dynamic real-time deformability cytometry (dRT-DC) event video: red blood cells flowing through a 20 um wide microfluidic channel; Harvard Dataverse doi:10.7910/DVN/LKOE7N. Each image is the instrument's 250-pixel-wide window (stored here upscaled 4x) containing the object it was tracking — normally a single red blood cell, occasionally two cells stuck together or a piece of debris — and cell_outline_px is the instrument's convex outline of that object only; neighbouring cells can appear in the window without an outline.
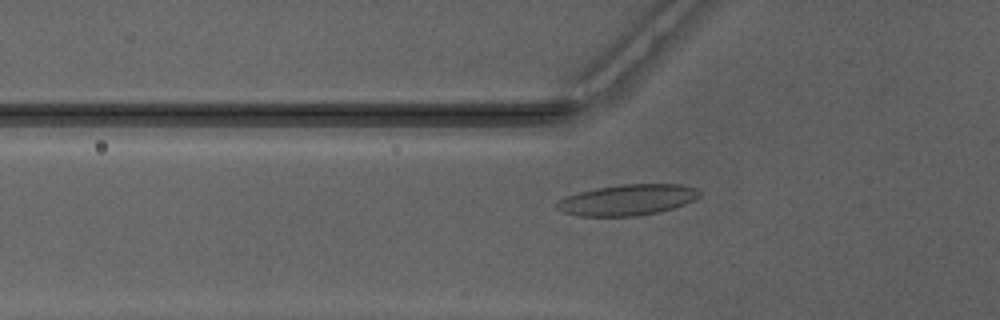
{"species": "Egyptian fruit bat (a non-hibernating species)", "species_latin": "Rousettus aegyptiacus", "temperature_condition": "warm", "stored_images_in_passage": 45, "camera_frame_rate_fps": 3000, "um_per_image_px": 0.085, "animal": {"sex": "male"}, "frame": {"image": 1, "passage_image": 13, "time_ms": 4.0, "image_size_px": [1000, 320], "cell_outline_px": [[700, 196], [684, 204], [672, 208], [656, 212], [636, 216], [576, 216], [564, 212], [556, 208], [556, 200], [580, 192], [596, 188], [620, 184], [680, 184], [696, 188], [700, 192]], "centroid_in_image_um": [53.3, 16.99], "position_along_channel_um": 72.5, "area_um2": 25.55}}
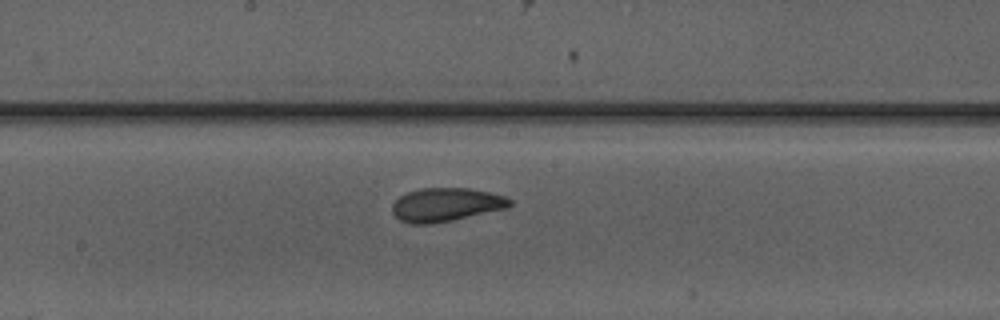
{"frame": {"image": 2, "passage_image": 23, "time_ms": 7.333, "image_size_px": [1000, 320], "cell_outline_px": [[512, 204], [508, 208], [452, 220], [432, 224], [412, 224], [400, 220], [392, 212], [392, 204], [400, 196], [408, 192], [420, 188], [472, 188], [492, 192], [504, 196], [512, 200]], "centroid_in_image_um": [37.93, 17.39], "position_along_channel_um": 210.3, "area_um2": 23.12}}
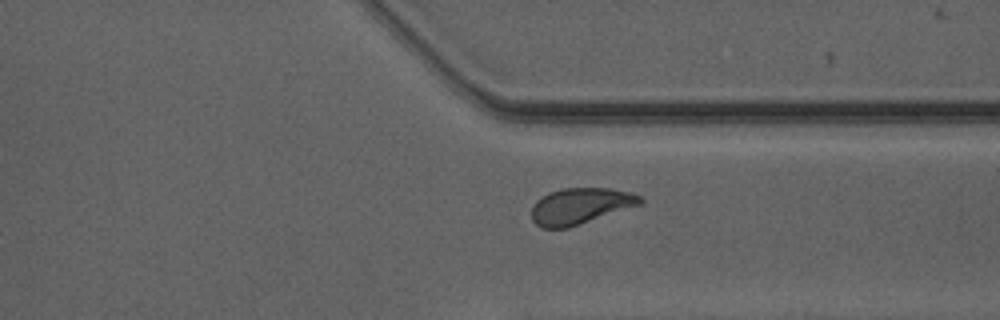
{"frame": {"image": 3, "passage_image": 34, "time_ms": 11.0, "image_size_px": [1000, 320], "cell_outline_px": [[644, 204], [568, 228], [540, 228], [532, 220], [532, 208], [536, 200], [540, 196], [548, 192], [564, 188], [612, 188], [632, 192], [640, 196], [644, 200]], "centroid_in_image_um": [49.36, 17.51], "position_along_channel_um": 362.0, "area_um2": 23.29}, "authors_computed_cell_mechanics": {"area_um2": 23.0622, "velocity_mm_per_s": 4.1448, "shape_relaxation_time_tau1_ms": 3.2042, "shape_relaxation_time_tau2_ms": 1.6317, "deformation_change_tau1": 0.1313, "deformation_change_tau2": 0.0819}}